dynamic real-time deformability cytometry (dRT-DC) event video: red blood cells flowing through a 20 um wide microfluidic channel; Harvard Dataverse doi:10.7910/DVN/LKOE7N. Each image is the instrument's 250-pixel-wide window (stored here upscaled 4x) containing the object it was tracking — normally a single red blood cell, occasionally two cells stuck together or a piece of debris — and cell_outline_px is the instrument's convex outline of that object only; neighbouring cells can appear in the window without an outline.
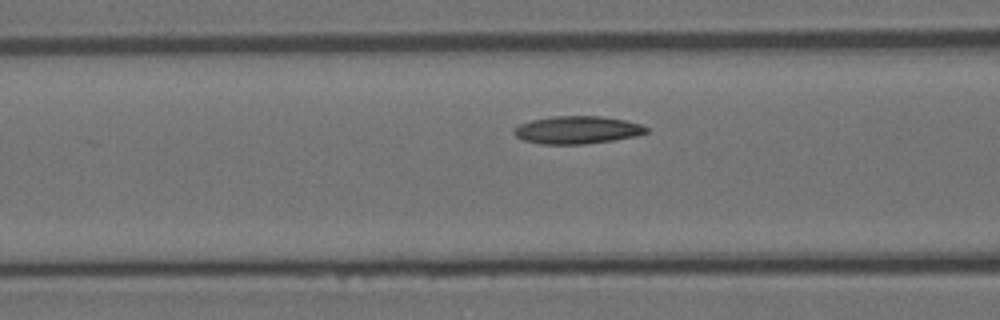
{"species": "Egyptian fruit bat (a non-hibernating species)", "species_latin": "Rousettus aegyptiacus", "temperature_condition": "room temperature", "stored_images_in_passage": 13, "camera_frame_rate_fps": 3000, "um_per_image_px": 0.085, "animal": {"sex": "female"}, "frame": {"image": 1, "passage_image": 11, "time_ms": 3.333, "image_size_px": [1000, 320], "cell_outline_px": [[648, 132], [636, 136], [612, 140], [584, 144], [540, 144], [524, 140], [516, 136], [512, 132], [512, 128], [520, 124], [532, 120], [552, 116], [600, 116], [624, 120], [640, 124], [648, 128]], "centroid_in_image_um": [49.03, 11.04], "position_along_channel_um": 117.6, "area_um2": 21.33}}